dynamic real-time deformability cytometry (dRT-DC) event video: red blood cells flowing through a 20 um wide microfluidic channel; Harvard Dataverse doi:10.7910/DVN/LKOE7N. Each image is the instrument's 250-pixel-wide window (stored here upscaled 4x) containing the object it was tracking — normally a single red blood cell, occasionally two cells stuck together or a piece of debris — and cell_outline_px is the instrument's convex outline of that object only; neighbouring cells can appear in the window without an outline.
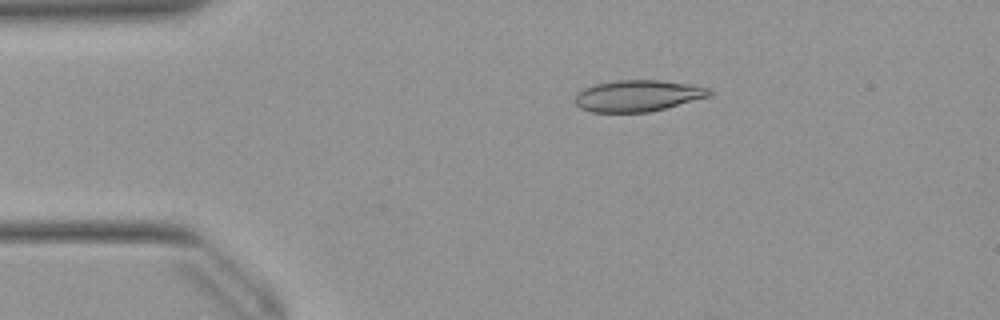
{"species": "Egyptian fruit bat (a non-hibernating species)", "species_latin": "Rousettus aegyptiacus", "temperature_condition": "warm", "stored_images_in_passage": 13, "camera_frame_rate_fps": 3000, "um_per_image_px": 0.085, "animal": {"sex": "female"}, "frame": {"image": 1, "passage_image": 9, "time_ms": 2.667, "image_size_px": [1000, 320], "cell_outline_px": [[712, 96], [648, 112], [592, 112], [580, 108], [576, 104], [576, 92], [584, 88], [596, 84], [616, 80], [660, 80], [688, 84], [712, 88]], "centroid_in_image_um": [54.23, 8.13], "position_along_channel_um": 30.8, "area_um2": 24.57}}